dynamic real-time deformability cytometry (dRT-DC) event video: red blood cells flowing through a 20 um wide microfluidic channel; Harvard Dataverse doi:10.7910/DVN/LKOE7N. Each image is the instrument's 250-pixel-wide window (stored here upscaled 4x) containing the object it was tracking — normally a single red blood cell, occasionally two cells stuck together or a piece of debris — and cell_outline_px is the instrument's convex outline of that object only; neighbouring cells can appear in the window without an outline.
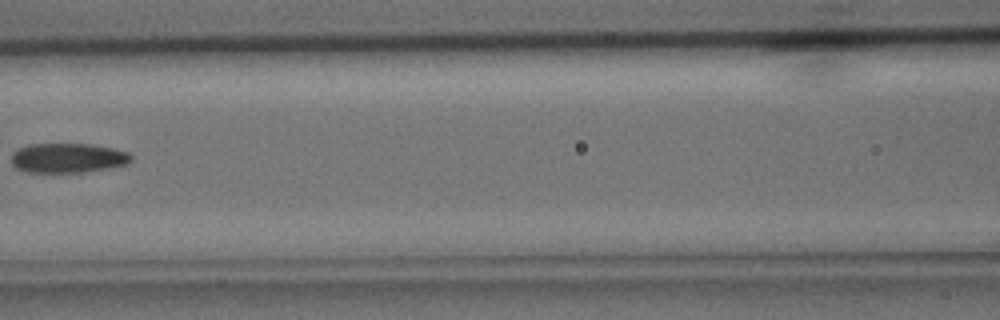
{"species": "common noctule bat (a hibernating species)", "species_latin": "Nyctalus noctula", "temperature_condition": "cold", "stored_images_in_passage": 5, "camera_frame_rate_fps": 3000, "um_per_image_px": 0.085, "animal": {"sex": "male", "body_mass_g": 15.6}, "frame": {"image": 1, "passage_image": 5, "time_ms": 1.333, "image_size_px": [1000, 320], "cell_outline_px": [[132, 160], [124, 164], [84, 172], [28, 172], [16, 168], [12, 164], [12, 152], [16, 148], [28, 144], [92, 144], [112, 148], [128, 152], [132, 156]], "centroid_in_image_um": [5.71, 13.41], "position_along_channel_um": 160.9, "area_um2": 20.58}}